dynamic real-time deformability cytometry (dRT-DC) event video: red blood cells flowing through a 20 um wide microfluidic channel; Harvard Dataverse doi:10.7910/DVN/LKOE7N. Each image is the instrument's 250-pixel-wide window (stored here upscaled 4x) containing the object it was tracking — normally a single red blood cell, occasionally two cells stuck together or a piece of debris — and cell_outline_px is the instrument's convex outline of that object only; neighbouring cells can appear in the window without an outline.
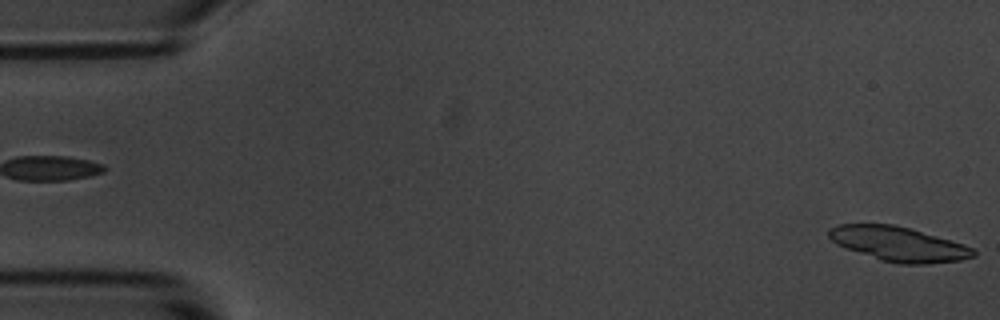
{"species": "common noctule bat (a hibernating species)", "species_latin": "Nyctalus noctula", "temperature_condition": "room temperature", "stored_images_in_passage": 5, "segment_of_instrument_passage": [2, 2], "camera_frame_rate_fps": 3000, "um_per_image_px": 0.085, "animal": {"sex": "male", "body_mass_g": 20.1, "forearm_length_mm": 53.5}, "frame": {"image": 1, "passage_image": 5, "time_ms": 5.333, "image_size_px": [1000, 320], "cell_outline_px": [[976, 256], [960, 260], [924, 264], [900, 264], [880, 260], [844, 248], [836, 244], [828, 236], [828, 228], [836, 224], [892, 224], [908, 228], [964, 244], [972, 248], [976, 252]], "centroid_in_image_um": [76.33, 20.74], "position_along_channel_um": 8.7, "area_um2": 29.02}}